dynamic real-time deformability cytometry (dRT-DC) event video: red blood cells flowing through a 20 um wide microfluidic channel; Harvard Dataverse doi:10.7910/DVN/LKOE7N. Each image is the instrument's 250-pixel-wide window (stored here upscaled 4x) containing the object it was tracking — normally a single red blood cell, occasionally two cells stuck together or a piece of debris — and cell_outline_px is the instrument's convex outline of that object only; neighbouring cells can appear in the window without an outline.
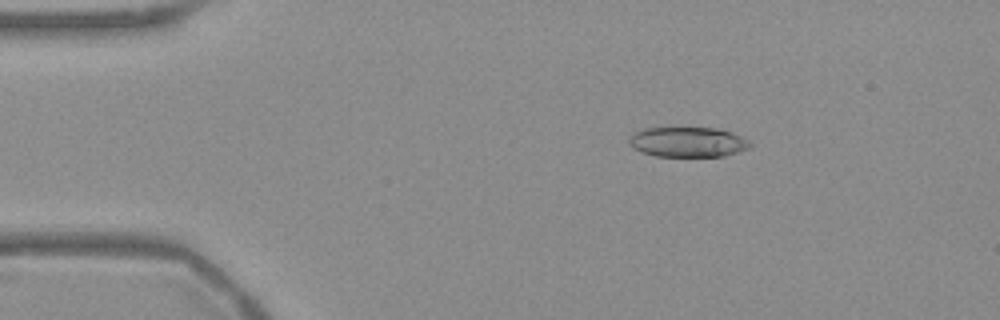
{"species": "Egyptian fruit bat (a non-hibernating species)", "species_latin": "Rousettus aegyptiacus", "temperature_condition": "warm", "stored_images_in_passage": 54, "camera_frame_rate_fps": 3000, "um_per_image_px": 0.085, "frame": {"image": 1, "passage_image": 9, "time_ms": 2.667, "image_size_px": [1000, 320], "cell_outline_px": [[752, 144], [748, 148], [724, 156], [656, 156], [640, 152], [632, 148], [628, 144], [628, 140], [632, 132], [644, 128], [676, 124], [716, 128], [732, 132], [748, 140]], "centroid_in_image_um": [58.37, 12.01], "position_along_channel_um": 26.6, "area_um2": 22.31}}
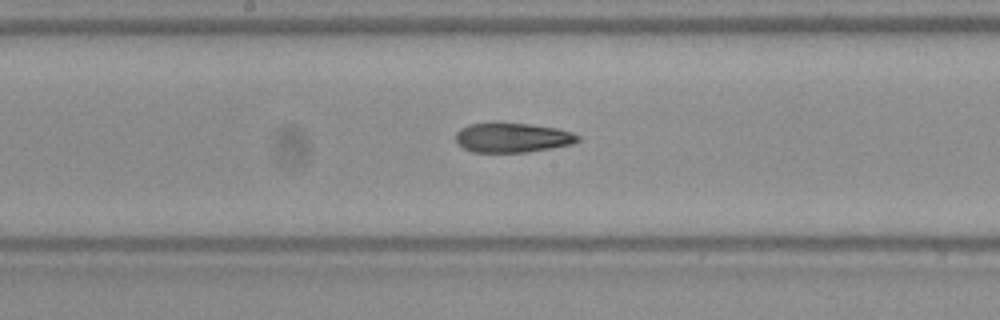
{"frame": {"image": 2, "passage_image": 28, "time_ms": 9.0, "image_size_px": [1000, 320], "cell_outline_px": [[580, 140], [572, 144], [552, 148], [528, 152], [472, 152], [456, 144], [456, 132], [460, 128], [468, 124], [528, 124], [556, 128], [572, 132], [580, 136]], "centroid_in_image_um": [43.56, 11.72], "position_along_channel_um": 204.6, "area_um2": 20.87}}
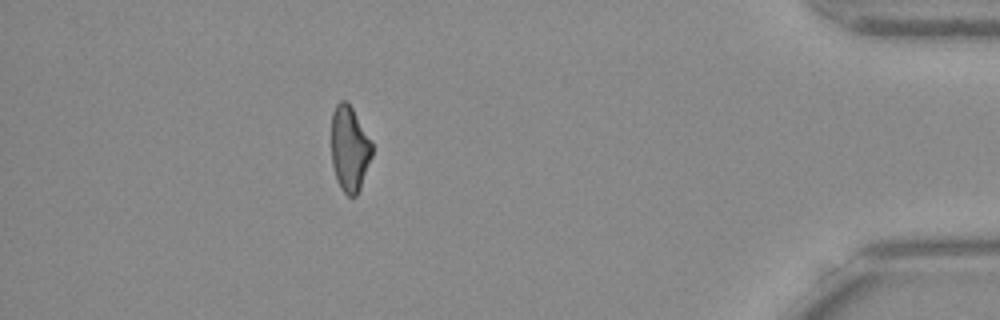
{"frame": {"image": 3, "passage_image": 48, "time_ms": 15.667, "image_size_px": [1000, 320], "cell_outline_px": [[372, 156], [360, 188], [356, 196], [348, 196], [340, 188], [336, 180], [332, 164], [332, 112], [336, 104], [340, 100], [348, 100], [372, 140]], "centroid_in_image_um": [29.72, 12.61], "position_along_channel_um": 405.5, "area_um2": 20.52}, "authors_computed_cell_mechanics": {"area_um2": 21.5594, "velocity_mm_per_s": 3.7746, "shape_relaxation_time_tau1_ms": null, "shape_relaxation_time_tau2_ms": 5.2607, "deformation_change_tau1": null, "deformation_change_tau2": 0.1445}}